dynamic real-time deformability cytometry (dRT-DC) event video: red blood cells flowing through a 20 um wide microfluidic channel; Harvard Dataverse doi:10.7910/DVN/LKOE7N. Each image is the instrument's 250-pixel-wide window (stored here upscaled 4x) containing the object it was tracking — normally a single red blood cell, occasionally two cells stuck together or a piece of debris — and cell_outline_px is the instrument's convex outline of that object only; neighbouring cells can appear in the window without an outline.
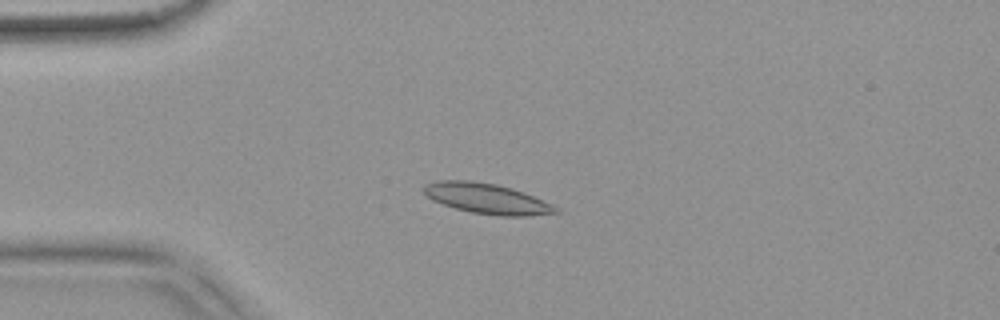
{"species": "common noctule bat (a hibernating species)", "species_latin": "Nyctalus noctula", "temperature_condition": "warm", "stored_images_in_passage": 50, "camera_frame_rate_fps": 3000, "um_per_image_px": 0.085, "animal": {"sex": "female", "body_mass_g": 18.4}, "frame": {"image": 1, "passage_image": 10, "time_ms": 3.0, "image_size_px": [1000, 320], "cell_outline_px": [[560, 212], [528, 216], [500, 216], [472, 212], [456, 208], [432, 200], [420, 188], [424, 184], [436, 180], [468, 180], [496, 184], [512, 188], [524, 192], [552, 204]], "centroid_in_image_um": [41.35, 16.86], "position_along_channel_um": 43.7, "area_um2": 23.29}}
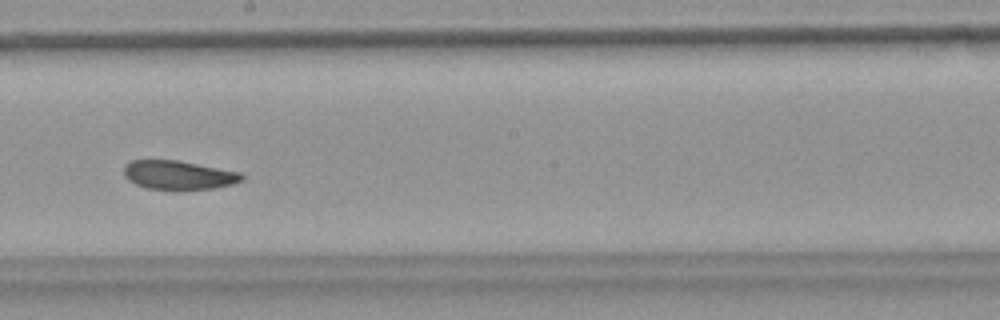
{"frame": {"image": 2, "passage_image": 27, "time_ms": 8.667, "image_size_px": [1000, 320], "cell_outline_px": [[244, 180], [232, 184], [216, 188], [180, 192], [176, 192], [148, 188], [136, 184], [128, 180], [124, 176], [124, 164], [132, 160], [176, 160], [240, 172], [244, 176]], "centroid_in_image_um": [15.17, 14.92], "position_along_channel_um": 233.0, "area_um2": 20.46}}
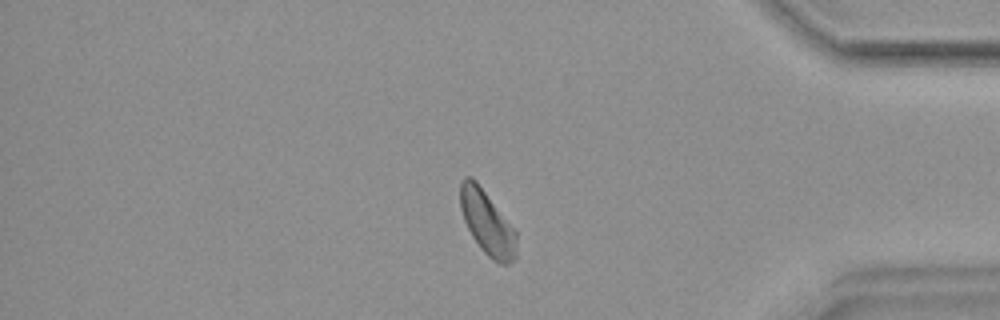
{"frame": {"image": 3, "passage_image": 42, "time_ms": 13.667, "image_size_px": [1000, 320], "cell_outline_px": [[516, 260], [508, 264], [500, 264], [492, 260], [480, 248], [472, 236], [464, 220], [460, 208], [460, 180], [464, 176], [472, 176], [476, 180], [516, 232]], "centroid_in_image_um": [41.39, 18.94], "position_along_channel_um": 393.8, "area_um2": 20.92}, "authors_computed_cell_mechanics": {"area_um2": 21.1548, "velocity_mm_per_s": 3.7478, "shape_relaxation_time_tau1_ms": 3.2454, "shape_relaxation_time_tau2_ms": 2.7824, "deformation_change_tau1": 0.1116, "deformation_change_tau2": 0.0744}}